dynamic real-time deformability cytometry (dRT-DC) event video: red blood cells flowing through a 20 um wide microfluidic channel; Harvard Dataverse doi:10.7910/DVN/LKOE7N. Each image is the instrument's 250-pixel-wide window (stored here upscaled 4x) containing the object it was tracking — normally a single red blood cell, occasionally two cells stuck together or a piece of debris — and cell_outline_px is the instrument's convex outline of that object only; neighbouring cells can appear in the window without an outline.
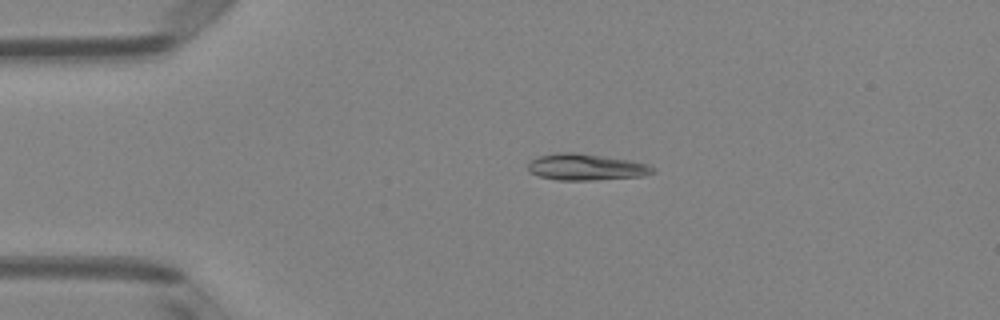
{"species": "Egyptian fruit bat (a non-hibernating species)", "species_latin": "Rousettus aegyptiacus", "temperature_condition": "room temperature", "stored_images_in_passage": 4, "camera_frame_rate_fps": 3000, "um_per_image_px": 0.085, "animal": {"sex": "female"}, "frame": {"image": 1, "passage_image": 3, "time_ms": 0.667, "image_size_px": [1000, 320], "cell_outline_px": [[656, 172], [644, 176], [596, 180], [556, 180], [540, 176], [528, 172], [528, 164], [532, 160], [540, 156], [560, 152], [572, 152], [632, 160], [648, 164], [656, 168]], "centroid_in_image_um": [49.87, 14.21], "position_along_channel_um": 35.1, "area_um2": 19.31}}
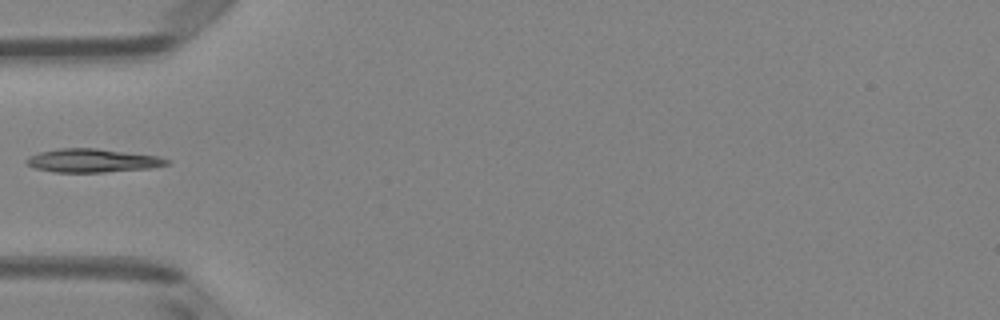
{"frame": {"image": 2, "passage_image": 4, "time_ms": 1.0, "image_size_px": [1000, 320], "cell_outline_px": [[172, 160], [168, 164], [148, 168], [104, 172], [56, 172], [36, 168], [28, 164], [24, 160], [28, 156], [40, 152], [60, 148], [96, 148], [160, 156]], "centroid_in_image_um": [7.88, 13.64], "position_along_channel_um": 77.1, "area_um2": 19.13}}